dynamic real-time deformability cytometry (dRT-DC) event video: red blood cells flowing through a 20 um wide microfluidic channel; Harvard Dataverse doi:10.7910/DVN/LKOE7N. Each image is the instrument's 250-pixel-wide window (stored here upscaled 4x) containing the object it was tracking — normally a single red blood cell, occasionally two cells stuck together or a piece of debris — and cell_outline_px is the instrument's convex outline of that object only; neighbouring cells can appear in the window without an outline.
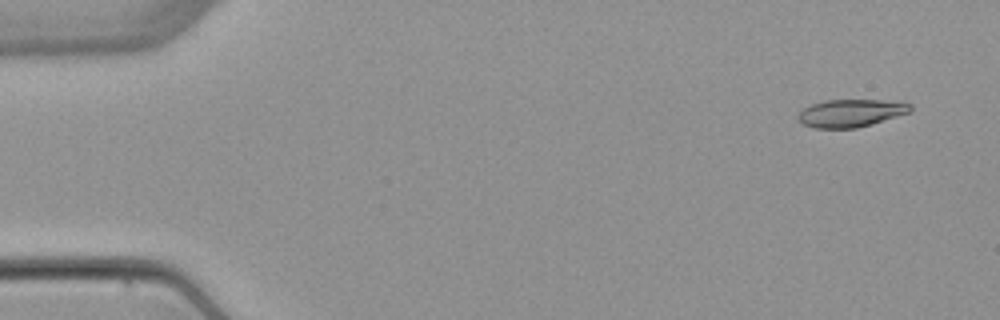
{"species": "common noctule bat (a hibernating species)", "species_latin": "Nyctalus noctula", "temperature_condition": "warm", "stored_images_in_passage": 5, "camera_frame_rate_fps": 3000, "um_per_image_px": 0.085, "animal": {"sex": "female", "body_mass_g": 22.7, "forearm_length_mm": 54.2}, "frame": {"image": 1, "passage_image": 1, "time_ms": 0.0, "image_size_px": [1000, 320], "cell_outline_px": [[912, 112], [872, 124], [856, 128], [816, 128], [804, 124], [796, 116], [804, 108], [812, 104], [824, 100], [904, 100], [912, 104]], "centroid_in_image_um": [72.42, 9.59], "position_along_channel_um": 12.6, "area_um2": 18.38}}
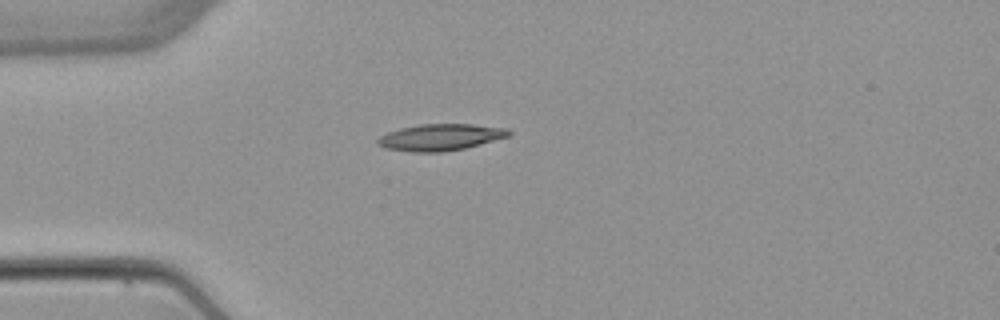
{"frame": {"image": 2, "passage_image": 4, "time_ms": 3.667, "image_size_px": [1000, 320], "cell_outline_px": [[512, 132], [508, 136], [480, 144], [464, 148], [444, 152], [412, 152], [388, 148], [380, 144], [376, 140], [380, 136], [388, 132], [400, 128], [420, 124], [472, 124], [508, 128]], "centroid_in_image_um": [37.46, 11.66], "position_along_channel_um": 47.5, "area_um2": 20.11}}